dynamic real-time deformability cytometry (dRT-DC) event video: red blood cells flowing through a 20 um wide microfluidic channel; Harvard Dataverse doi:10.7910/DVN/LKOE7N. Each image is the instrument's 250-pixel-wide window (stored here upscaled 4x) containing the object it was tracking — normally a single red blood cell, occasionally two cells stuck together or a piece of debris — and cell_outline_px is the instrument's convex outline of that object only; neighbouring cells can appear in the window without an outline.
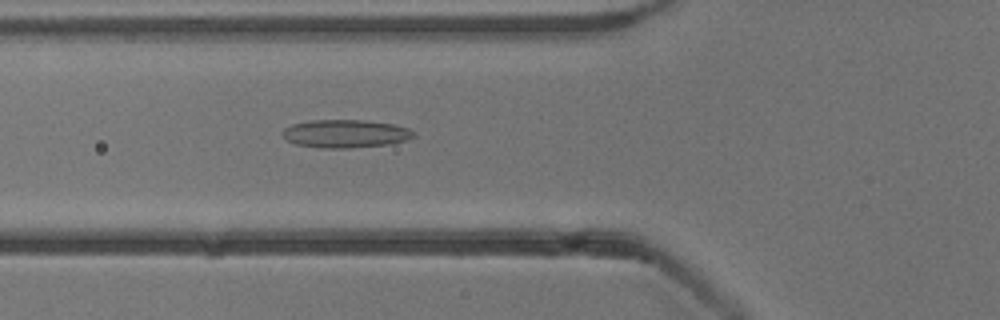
{"species": "common noctule bat (a hibernating species)", "species_latin": "Nyctalus noctula", "temperature_condition": "cold", "stored_images_in_passage": 54, "camera_frame_rate_fps": 3000, "um_per_image_px": 0.085, "animal": {"sex": "male", "body_mass_g": 13.3}, "frame": {"image": 1, "passage_image": 20, "time_ms": 6.333, "image_size_px": [1000, 320], "cell_outline_px": [[416, 132], [412, 136], [404, 140], [388, 144], [352, 148], [320, 148], [296, 144], [288, 140], [280, 132], [284, 128], [292, 124], [308, 120], [364, 120], [392, 124], [408, 128]], "centroid_in_image_um": [29.32, 11.36], "position_along_channel_um": 96.5, "area_um2": 21.39}}
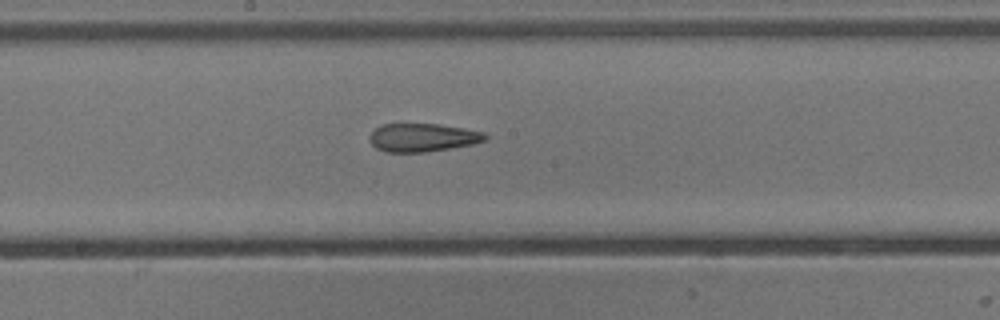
{"frame": {"image": 2, "passage_image": 29, "time_ms": 9.333, "image_size_px": [1000, 320], "cell_outline_px": [[488, 136], [484, 140], [472, 144], [424, 152], [384, 152], [376, 148], [368, 140], [368, 136], [380, 124], [440, 124], [464, 128], [484, 132]], "centroid_in_image_um": [35.88, 11.68], "position_along_channel_um": 212.3, "area_um2": 19.02}}
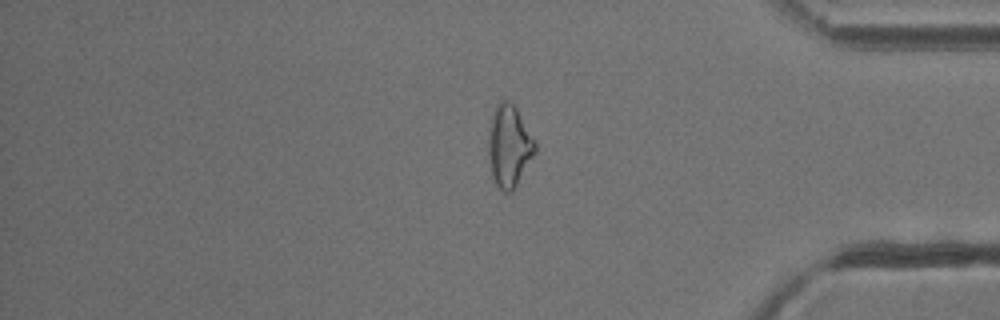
{"frame": {"image": 3, "passage_image": 45, "time_ms": 14.667, "image_size_px": [1000, 320], "cell_outline_px": [[536, 152], [512, 192], [504, 192], [496, 184], [492, 176], [488, 152], [488, 132], [492, 116], [496, 104], [500, 100], [508, 100], [516, 108], [536, 144]], "centroid_in_image_um": [43.26, 12.42], "position_along_channel_um": 391.9, "area_um2": 22.02}, "authors_computed_cell_mechanics": {"area_um2": 21.3282, "velocity_mm_per_s": 3.8261, "shape_relaxation_time_tau1_ms": null, "shape_relaxation_time_tau2_ms": 3.157, "deformation_change_tau1": null, "deformation_change_tau2": 0.1245}}